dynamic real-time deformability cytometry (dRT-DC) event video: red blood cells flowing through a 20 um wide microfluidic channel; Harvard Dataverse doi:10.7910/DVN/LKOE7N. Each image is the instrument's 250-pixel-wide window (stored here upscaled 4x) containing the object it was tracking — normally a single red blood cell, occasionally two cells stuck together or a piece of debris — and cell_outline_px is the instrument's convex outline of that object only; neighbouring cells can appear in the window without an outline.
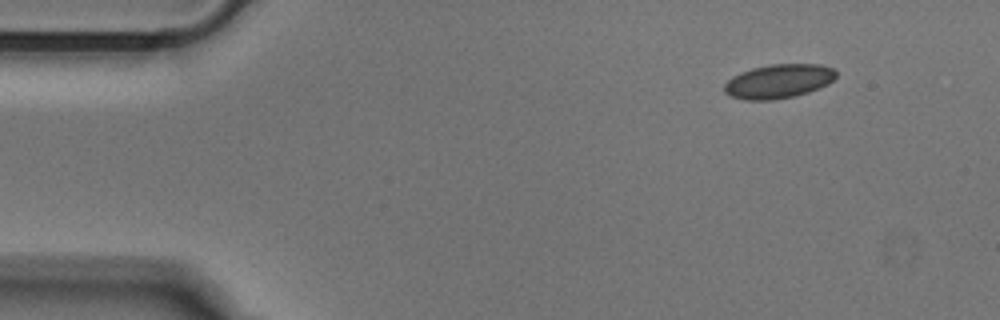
{"species": "Egyptian fruit bat (a non-hibernating species)", "species_latin": "Rousettus aegyptiacus", "temperature_condition": "cold", "stored_images_in_passage": 47, "camera_frame_rate_fps": 3000, "um_per_image_px": 0.085, "animal": {"sex": "male"}, "frame": {"image": 1, "passage_image": 1, "time_ms": 0.0, "image_size_px": [1000, 320], "cell_outline_px": [[836, 76], [828, 84], [808, 92], [792, 96], [772, 100], [744, 100], [732, 96], [724, 92], [724, 84], [732, 76], [740, 72], [752, 68], [768, 64], [820, 64], [832, 68], [836, 72]], "centroid_in_image_um": [66.15, 6.9], "position_along_channel_um": 18.8, "area_um2": 22.14}}
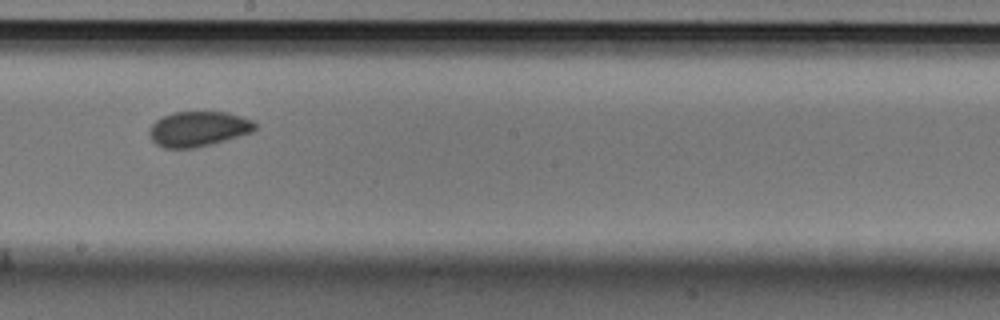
{"frame": {"image": 2, "passage_image": 24, "time_ms": 7.667, "image_size_px": [1000, 320], "cell_outline_px": [[256, 128], [252, 132], [240, 136], [212, 144], [196, 148], [164, 148], [156, 144], [152, 140], [148, 132], [152, 124], [156, 120], [172, 112], [228, 112], [252, 120], [256, 124]], "centroid_in_image_um": [16.85, 10.96], "position_along_channel_um": 231.3, "area_um2": 21.68}}
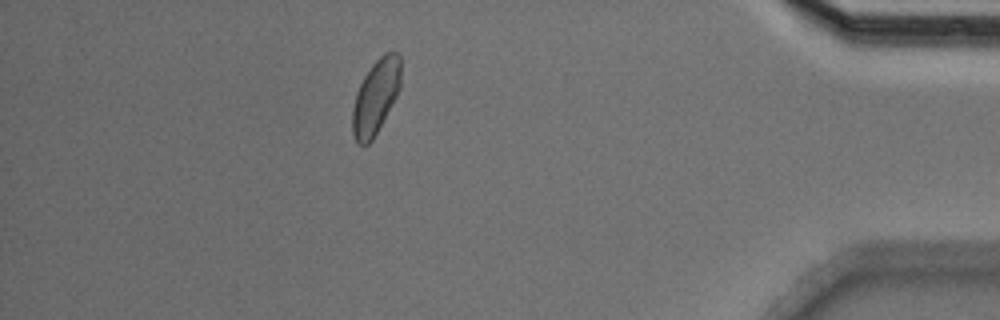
{"frame": {"image": 3, "passage_image": 41, "time_ms": 13.333, "image_size_px": [1000, 320], "cell_outline_px": [[400, 88], [396, 96], [372, 140], [368, 144], [356, 144], [352, 132], [352, 108], [356, 92], [364, 76], [372, 64], [384, 52], [400, 52]], "centroid_in_image_um": [31.92, 8.21], "position_along_channel_um": 403.3, "area_um2": 20.87}}